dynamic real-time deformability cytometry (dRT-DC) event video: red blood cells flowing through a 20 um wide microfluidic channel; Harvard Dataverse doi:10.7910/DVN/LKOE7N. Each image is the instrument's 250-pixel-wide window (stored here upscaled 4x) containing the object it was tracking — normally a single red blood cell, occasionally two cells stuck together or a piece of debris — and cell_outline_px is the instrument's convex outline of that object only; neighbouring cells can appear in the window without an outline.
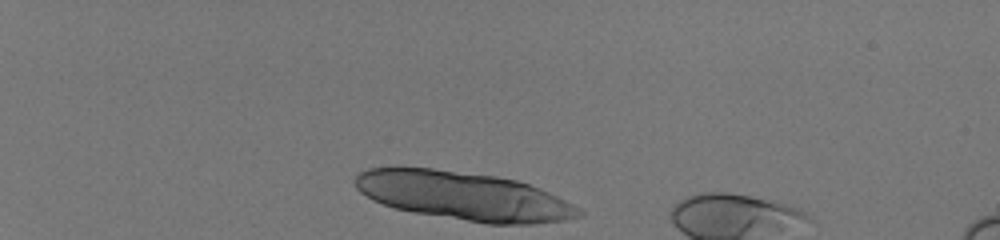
{"species": "human", "species_latin": "Homo sapiens", "temperature_condition": "room temperature", "stored_images_in_passage": 10, "camera_frame_rate_fps": 3000, "um_per_image_px": 0.085, "donor": {"sex": "male"}, "frame": {"image": 1, "passage_image": 1, "time_ms": 0.0, "image_size_px": [1000, 240], "cell_outline_px": [[584, 212], [580, 216], [564, 220], [532, 224], [488, 224], [416, 212], [396, 208], [372, 200], [360, 192], [356, 188], [352, 180], [360, 172], [368, 168], [432, 168], [496, 176], [516, 180], [540, 188], [580, 208]], "centroid_in_image_um": [39.4, 16.65], "position_along_channel_um": 45.6, "area_um2": 62.71}}